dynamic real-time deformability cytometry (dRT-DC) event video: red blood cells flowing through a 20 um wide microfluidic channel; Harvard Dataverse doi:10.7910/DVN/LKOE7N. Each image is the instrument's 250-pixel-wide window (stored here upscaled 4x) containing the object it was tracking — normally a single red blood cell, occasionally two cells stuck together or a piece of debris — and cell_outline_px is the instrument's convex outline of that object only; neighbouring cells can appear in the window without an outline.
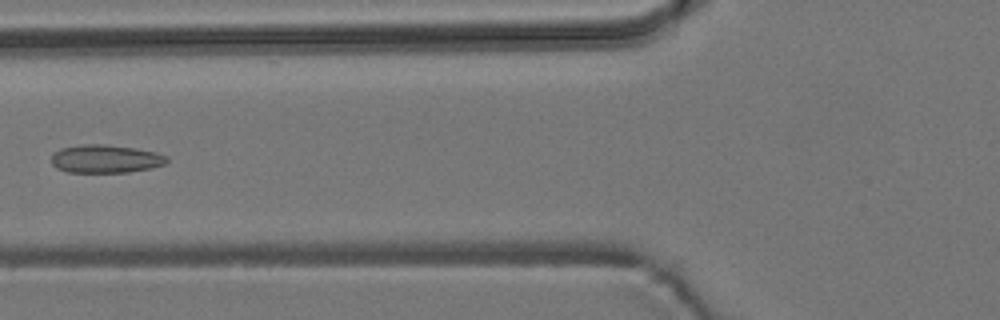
{"species": "common noctule bat (a hibernating species)", "species_latin": "Nyctalus noctula", "temperature_condition": "room temperature", "stored_images_in_passage": 3, "camera_frame_rate_fps": 3000, "um_per_image_px": 0.085, "animal": {"sex": "male", "body_mass_g": 19.2, "forearm_length_mm": 51.8}, "frame": {"image": 1, "passage_image": 3, "time_ms": 3.0, "image_size_px": [1000, 320], "cell_outline_px": [[168, 160], [164, 164], [148, 168], [128, 172], [68, 172], [56, 168], [52, 164], [52, 156], [60, 148], [80, 144], [108, 144], [136, 148], [156, 152], [168, 156]], "centroid_in_image_um": [8.96, 13.49], "position_along_channel_um": 116.8, "area_um2": 18.96}}